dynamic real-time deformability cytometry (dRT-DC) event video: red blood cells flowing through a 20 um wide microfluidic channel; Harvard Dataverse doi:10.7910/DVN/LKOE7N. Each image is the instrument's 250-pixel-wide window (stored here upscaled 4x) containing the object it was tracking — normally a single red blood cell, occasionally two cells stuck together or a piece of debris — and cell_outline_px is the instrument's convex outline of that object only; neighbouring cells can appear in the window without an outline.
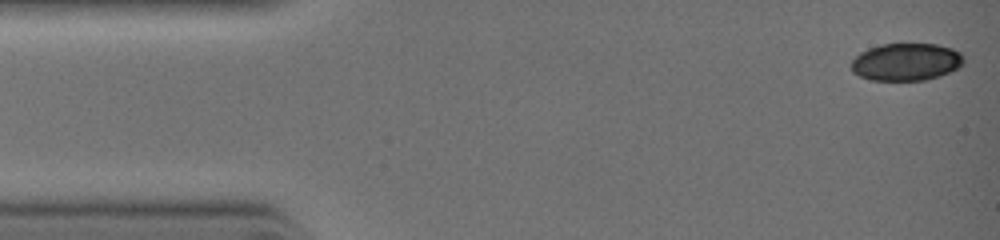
{"species": "common noctule bat (a hibernating species)", "species_latin": "Nyctalus noctula", "temperature_condition": "warm", "stored_images_in_passage": 9, "camera_frame_rate_fps": 3000, "um_per_image_px": 0.085, "animal": {"sex": "female", "body_mass_g": 19.0, "forearm_length_mm": 51.5}, "frame": {"image": 1, "passage_image": 1, "time_ms": 0.0, "image_size_px": [1000, 240], "cell_outline_px": [[964, 64], [940, 76], [924, 80], [872, 80], [860, 76], [852, 72], [852, 60], [860, 52], [868, 48], [880, 44], [936, 44], [952, 48], [960, 52], [964, 56]], "centroid_in_image_um": [77.03, 5.25], "position_along_channel_um": 8.0, "area_um2": 24.57}}
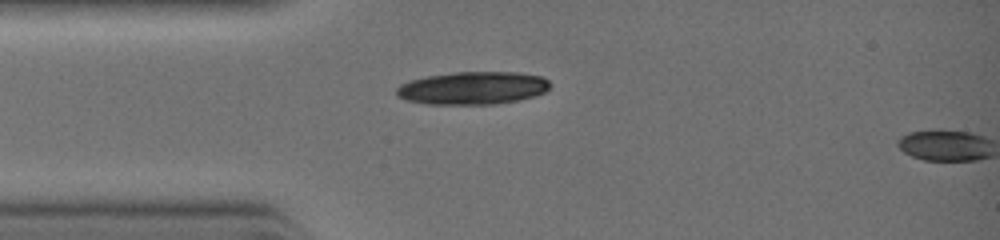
{"frame": {"image": 2, "passage_image": 8, "time_ms": 2.333, "image_size_px": [1000, 240], "cell_outline_px": [[552, 84], [544, 92], [536, 96], [516, 100], [492, 104], [428, 104], [408, 100], [396, 96], [396, 88], [400, 84], [412, 80], [428, 76], [456, 72], [520, 72], [540, 76], [548, 80]], "centroid_in_image_um": [40.2, 7.48], "position_along_channel_um": 44.8, "area_um2": 29.25}}